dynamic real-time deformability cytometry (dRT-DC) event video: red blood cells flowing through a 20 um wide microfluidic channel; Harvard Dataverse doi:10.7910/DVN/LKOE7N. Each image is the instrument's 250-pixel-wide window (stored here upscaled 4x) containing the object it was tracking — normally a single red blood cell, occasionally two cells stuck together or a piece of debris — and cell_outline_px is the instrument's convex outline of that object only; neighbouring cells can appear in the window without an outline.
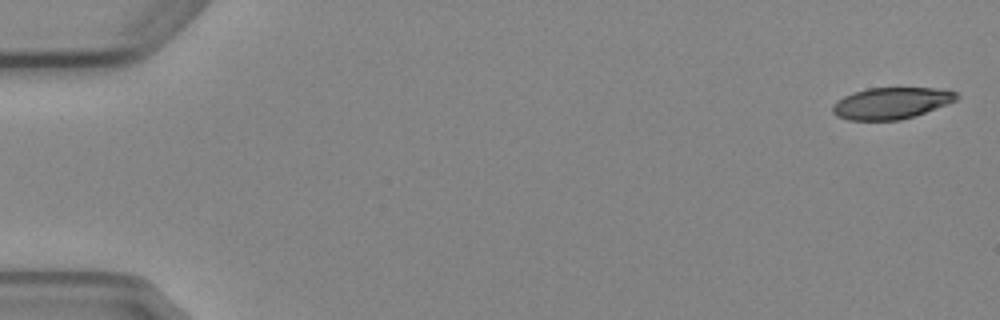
{"species": "Egyptian fruit bat (a non-hibernating species)", "species_latin": "Rousettus aegyptiacus", "temperature_condition": "cold", "stored_images_in_passage": 5, "camera_frame_rate_fps": 3000, "um_per_image_px": 0.085, "animal": {"sex": "female"}, "frame": {"image": 1, "passage_image": 1, "time_ms": 0.0, "image_size_px": [1000, 320], "cell_outline_px": [[960, 96], [956, 100], [948, 104], [900, 120], [848, 120], [836, 116], [832, 112], [832, 104], [836, 100], [852, 92], [868, 88], [948, 88], [956, 92]], "centroid_in_image_um": [75.75, 8.75], "position_along_channel_um": 9.3, "area_um2": 22.95}}
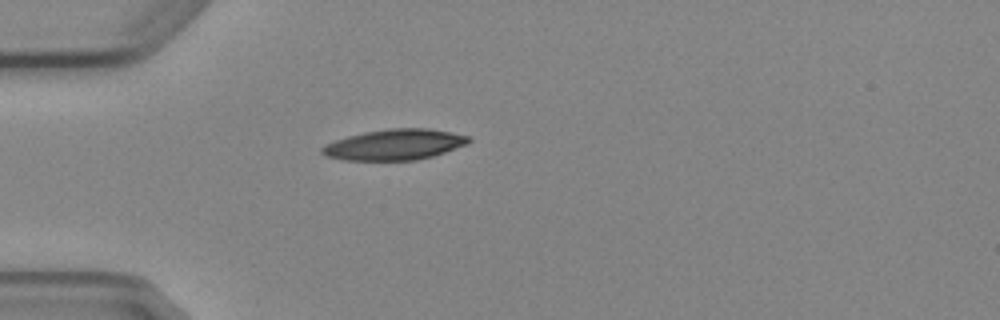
{"frame": {"image": 2, "passage_image": 5, "time_ms": 4.667, "image_size_px": [1000, 320], "cell_outline_px": [[472, 140], [468, 144], [432, 156], [416, 160], [344, 160], [324, 156], [320, 152], [320, 148], [324, 144], [348, 136], [364, 132], [388, 128], [428, 128], [468, 136]], "centroid_in_image_um": [33.5, 12.29], "position_along_channel_um": 51.5, "area_um2": 26.24}}